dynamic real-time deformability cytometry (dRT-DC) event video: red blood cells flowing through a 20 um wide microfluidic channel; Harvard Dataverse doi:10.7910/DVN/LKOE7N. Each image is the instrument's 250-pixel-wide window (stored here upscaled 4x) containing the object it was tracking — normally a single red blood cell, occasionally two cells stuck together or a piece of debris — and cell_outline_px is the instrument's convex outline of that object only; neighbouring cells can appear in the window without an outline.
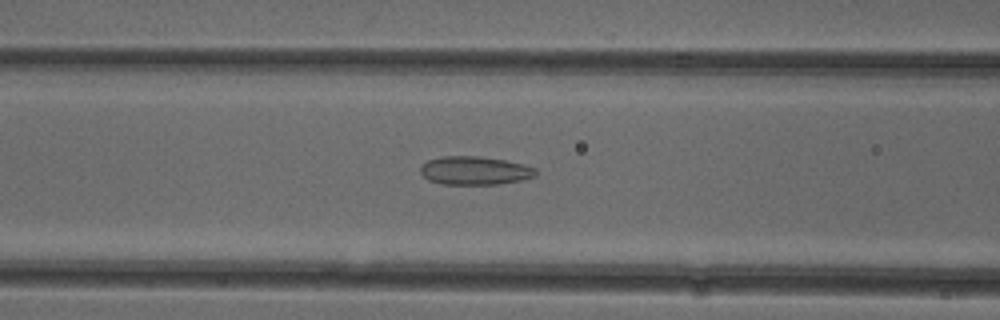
{"species": "common noctule bat (a hibernating species)", "species_latin": "Nyctalus noctula", "temperature_condition": "cold", "stored_images_in_passage": 40, "camera_frame_rate_fps": 3000, "um_per_image_px": 0.085, "animal": {"sex": "female"}, "frame": {"image": 1, "passage_image": 9, "time_ms": 2.667, "image_size_px": [1000, 320], "cell_outline_px": [[536, 176], [520, 180], [500, 184], [440, 184], [428, 180], [420, 172], [420, 168], [428, 160], [444, 156], [480, 156], [504, 160], [524, 164], [536, 168]], "centroid_in_image_um": [40.36, 14.5], "position_along_channel_um": 126.2, "area_um2": 19.07}}
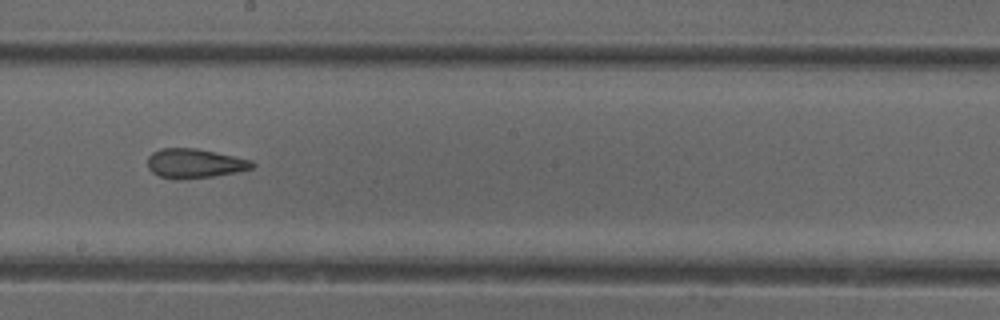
{"frame": {"image": 2, "passage_image": 17, "time_ms": 5.333, "image_size_px": [1000, 320], "cell_outline_px": [[256, 164], [252, 168], [236, 172], [212, 176], [180, 180], [176, 180], [160, 176], [152, 172], [148, 168], [148, 156], [152, 152], [160, 148], [196, 148], [216, 152], [252, 160]], "centroid_in_image_um": [16.53, 13.89], "position_along_channel_um": 231.7, "area_um2": 17.98}}
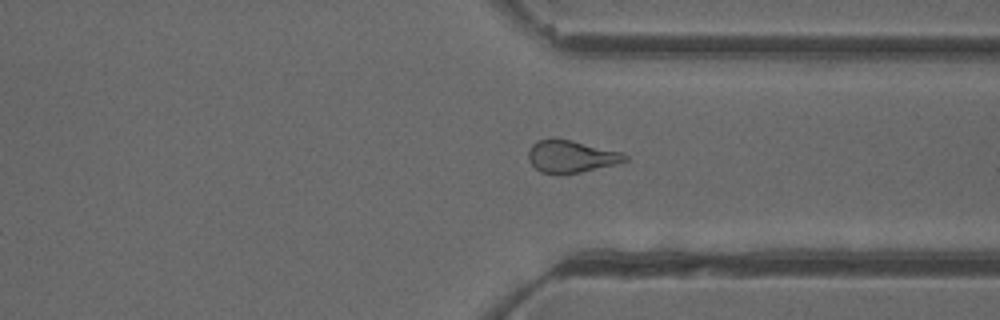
{"frame": {"image": 3, "passage_image": 27, "time_ms": 8.667, "image_size_px": [1000, 320], "cell_outline_px": [[628, 160], [616, 164], [580, 172], [560, 176], [540, 172], [528, 160], [528, 152], [532, 144], [536, 140], [552, 136], [556, 136], [620, 152], [628, 156]], "centroid_in_image_um": [48.48, 13.29], "position_along_channel_um": 362.9, "area_um2": 18.67}, "authors_computed_cell_mechanics": {"area_um2": 18.6694, "velocity_mm_per_s": 3.9437, "shape_relaxation_time_tau1_ms": null, "shape_relaxation_time_tau2_ms": 1.7767, "deformation_change_tau1": null, "deformation_change_tau2": 0.0977}}